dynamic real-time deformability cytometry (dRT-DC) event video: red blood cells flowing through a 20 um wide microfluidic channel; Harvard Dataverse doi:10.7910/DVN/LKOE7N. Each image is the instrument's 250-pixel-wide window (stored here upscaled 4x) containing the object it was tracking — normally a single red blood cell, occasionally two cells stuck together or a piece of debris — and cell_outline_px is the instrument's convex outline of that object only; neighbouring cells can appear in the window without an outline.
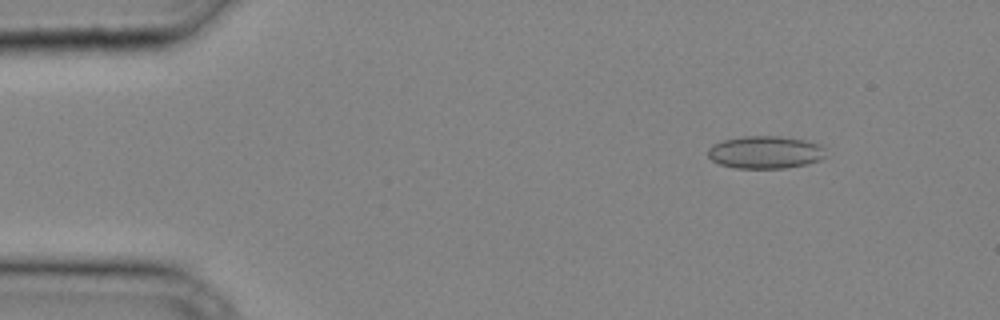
{"species": "common noctule bat (a hibernating species)", "species_latin": "Nyctalus noctula", "temperature_condition": "cold", "stored_images_in_passage": 33, "camera_frame_rate_fps": 3000, "um_per_image_px": 0.085, "animal": {"sex": "male", "body_mass_g": 20.4}, "frame": {"image": 1, "passage_image": 3, "time_ms": 0.667, "image_size_px": [1000, 320], "cell_outline_px": [[828, 156], [820, 160], [808, 164], [784, 168], [736, 168], [720, 164], [712, 160], [708, 156], [708, 148], [712, 144], [724, 140], [744, 136], [780, 136], [804, 140], [820, 144], [824, 148]], "centroid_in_image_um": [65.08, 12.94], "position_along_channel_um": 19.9, "area_um2": 22.54}}
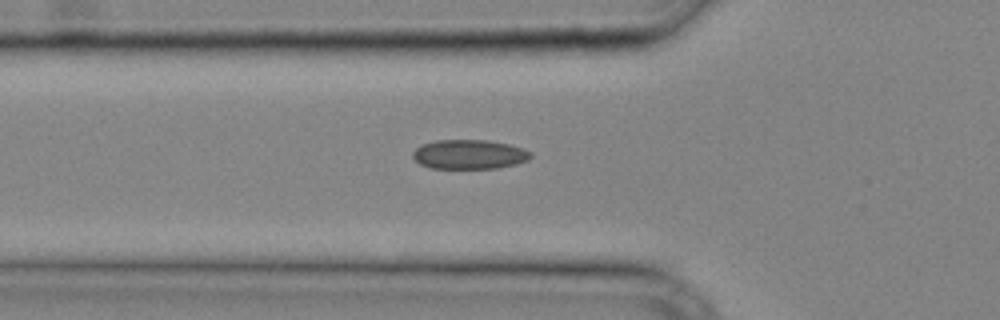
{"frame": {"image": 2, "passage_image": 11, "time_ms": 3.333, "image_size_px": [1000, 320], "cell_outline_px": [[532, 156], [528, 160], [516, 164], [496, 168], [432, 168], [420, 164], [412, 156], [412, 152], [420, 144], [436, 140], [488, 140], [508, 144], [524, 148], [532, 152]], "centroid_in_image_um": [39.89, 13.11], "position_along_channel_um": 85.9, "area_um2": 20.29}}
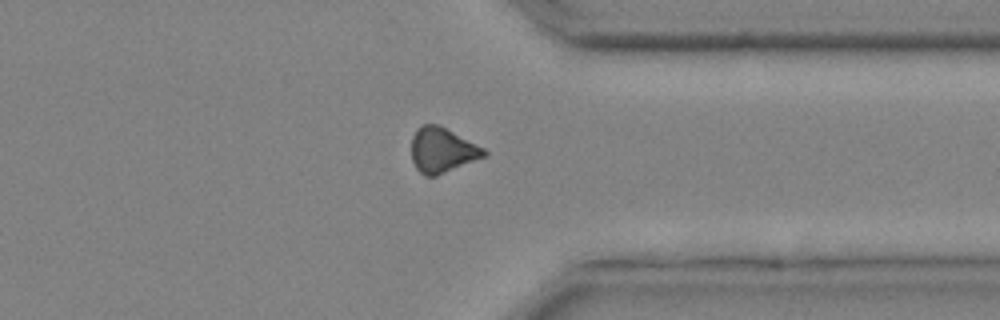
{"frame": {"image": 3, "passage_image": 27, "time_ms": 8.667, "image_size_px": [1000, 320], "cell_outline_px": [[488, 156], [436, 176], [424, 176], [416, 168], [412, 160], [412, 136], [416, 128], [420, 124], [440, 124], [484, 148], [488, 152]], "centroid_in_image_um": [37.6, 12.75], "position_along_channel_um": 373.8, "area_um2": 19.36}}